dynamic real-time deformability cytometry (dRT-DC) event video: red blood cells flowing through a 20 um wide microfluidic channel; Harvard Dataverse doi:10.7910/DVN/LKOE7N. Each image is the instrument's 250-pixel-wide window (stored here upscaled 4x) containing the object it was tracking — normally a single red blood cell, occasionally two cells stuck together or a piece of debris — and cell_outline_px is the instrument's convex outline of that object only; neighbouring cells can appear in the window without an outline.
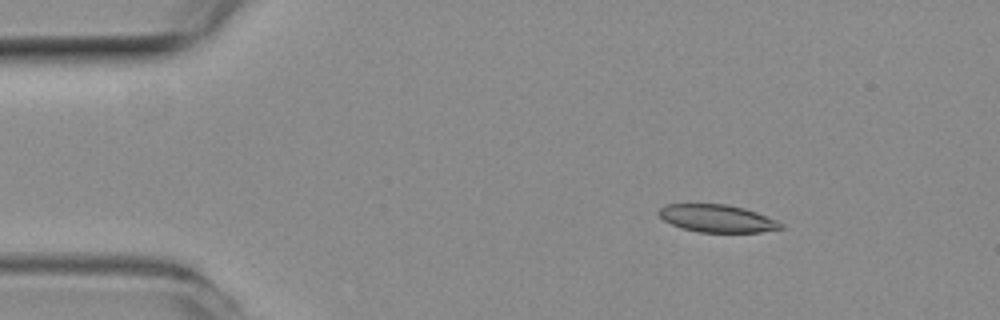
{"species": "common noctule bat (a hibernating species)", "species_latin": "Nyctalus noctula", "temperature_condition": "room temperature", "stored_images_in_passage": 14, "camera_frame_rate_fps": 3000, "um_per_image_px": 0.085, "animal": {"sex": "female", "body_mass_g": 19.3, "forearm_length_mm": 54.1}, "frame": {"image": 1, "passage_image": 7, "time_ms": 2.0, "image_size_px": [1000, 320], "cell_outline_px": [[784, 228], [760, 232], [700, 232], [680, 228], [664, 220], [656, 212], [664, 204], [728, 204], [744, 208], [756, 212], [776, 220], [784, 224]], "centroid_in_image_um": [60.95, 18.56], "position_along_channel_um": 24.1, "area_um2": 19.65}}